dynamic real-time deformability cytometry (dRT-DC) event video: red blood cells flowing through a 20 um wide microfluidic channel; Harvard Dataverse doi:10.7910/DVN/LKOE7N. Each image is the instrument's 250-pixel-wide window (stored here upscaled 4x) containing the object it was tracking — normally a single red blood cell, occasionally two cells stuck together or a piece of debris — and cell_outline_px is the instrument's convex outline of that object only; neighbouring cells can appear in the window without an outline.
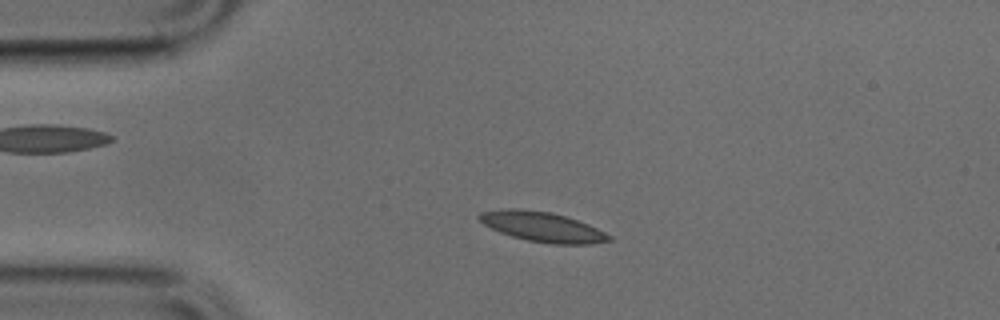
{"species": "common noctule bat (a hibernating species)", "species_latin": "Nyctalus noctula", "temperature_condition": "cold", "stored_images_in_passage": 40, "camera_frame_rate_fps": 3000, "um_per_image_px": 0.085, "animal": {"sex": "male", "body_mass_g": 17.9, "forearm_length_mm": 54.2}, "frame": {"image": 1, "passage_image": 1, "time_ms": 0.0, "image_size_px": [1000, 320], "cell_outline_px": [[612, 240], [592, 244], [552, 244], [528, 240], [512, 236], [500, 232], [484, 224], [476, 216], [480, 212], [500, 208], [520, 208], [552, 212], [588, 224], [612, 236]], "centroid_in_image_um": [46.08, 19.26], "position_along_channel_um": 38.9, "area_um2": 22.6}}
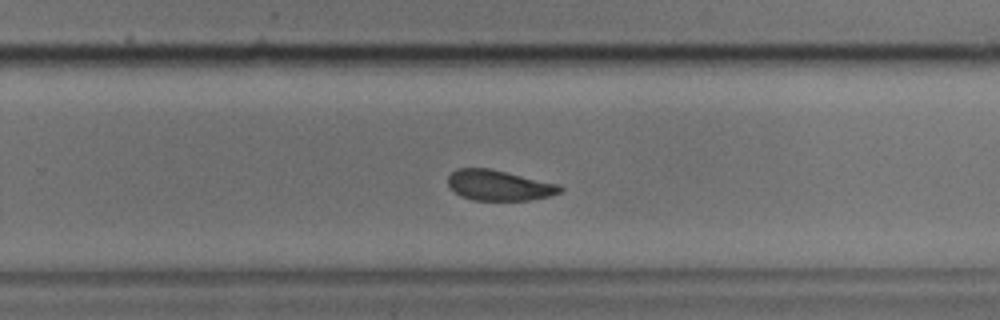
{"frame": {"image": 2, "passage_image": 22, "time_ms": 7.0, "image_size_px": [1000, 320], "cell_outline_px": [[564, 188], [560, 192], [548, 196], [528, 200], [472, 200], [460, 196], [448, 184], [448, 176], [456, 168], [488, 168], [560, 184]], "centroid_in_image_um": [42.41, 15.75], "position_along_channel_um": 287.4, "area_um2": 19.77}}
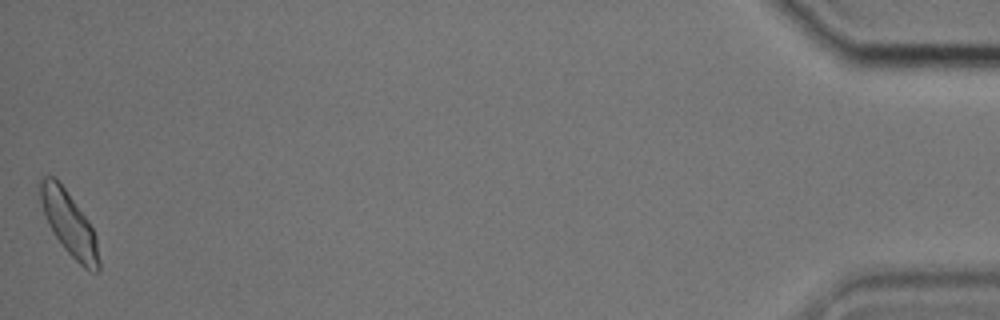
{"frame": {"image": 3, "passage_image": 40, "time_ms": 13.0, "image_size_px": [1000, 320], "cell_outline_px": [[100, 268], [96, 272], [84, 268], [64, 248], [52, 232], [48, 224], [40, 200], [40, 180], [44, 176], [52, 176], [64, 188], [88, 220], [96, 236], [100, 260]], "centroid_in_image_um": [5.89, 19.04], "position_along_channel_um": 429.3, "area_um2": 21.33}}